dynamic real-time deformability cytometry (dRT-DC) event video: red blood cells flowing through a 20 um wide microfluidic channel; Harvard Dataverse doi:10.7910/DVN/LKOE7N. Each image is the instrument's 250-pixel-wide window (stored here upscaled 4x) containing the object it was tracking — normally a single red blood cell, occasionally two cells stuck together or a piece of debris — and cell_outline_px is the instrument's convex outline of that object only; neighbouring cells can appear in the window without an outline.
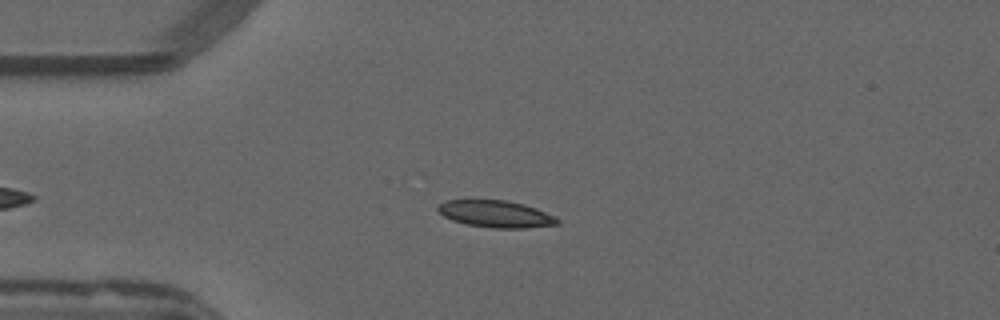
{"species": "common noctule bat (a hibernating species)", "species_latin": "Nyctalus noctula", "temperature_condition": "warm", "stored_images_in_passage": 25, "camera_frame_rate_fps": 3000, "um_per_image_px": 0.085, "animal": {"sex": "male", "forearm_length_mm": 52.5}, "frame": {"image": 1, "passage_image": 6, "time_ms": 1.667, "image_size_px": [1000, 320], "cell_outline_px": [[560, 224], [524, 228], [492, 228], [464, 224], [452, 220], [444, 216], [436, 208], [440, 204], [448, 200], [504, 200], [524, 204], [536, 208], [556, 216], [560, 220]], "centroid_in_image_um": [42.18, 18.19], "position_along_channel_um": 42.8, "area_um2": 18.79}}
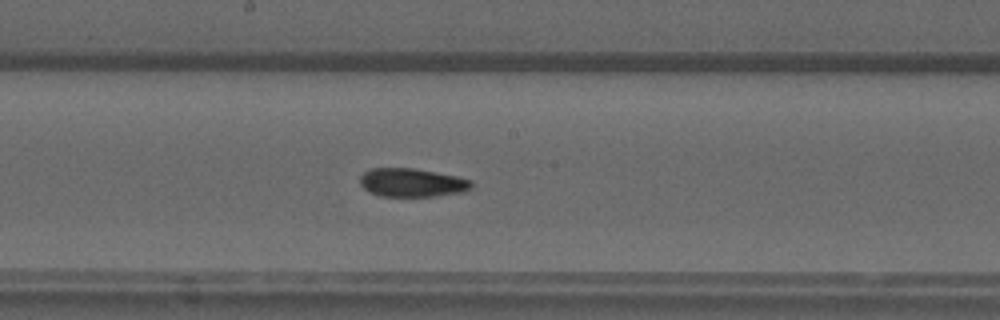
{"frame": {"image": 2, "passage_image": 21, "time_ms": 6.667, "image_size_px": [1000, 320], "cell_outline_px": [[472, 188], [464, 192], [436, 196], [380, 196], [368, 192], [360, 184], [360, 176], [364, 172], [372, 168], [416, 168], [456, 176], [472, 180]], "centroid_in_image_um": [35.02, 15.52], "position_along_channel_um": 213.2, "area_um2": 18.67}}
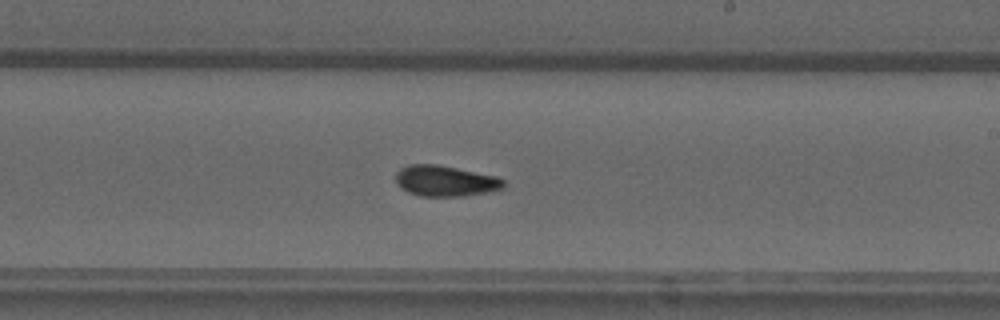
{"frame": {"image": 3, "passage_image": 24, "time_ms": 7.667, "image_size_px": [1000, 320], "cell_outline_px": [[504, 188], [464, 196], [420, 196], [408, 192], [400, 188], [396, 184], [396, 172], [400, 168], [408, 164], [436, 164], [496, 176], [504, 180]], "centroid_in_image_um": [37.8, 15.37], "position_along_channel_um": 251.2, "area_um2": 19.31}}